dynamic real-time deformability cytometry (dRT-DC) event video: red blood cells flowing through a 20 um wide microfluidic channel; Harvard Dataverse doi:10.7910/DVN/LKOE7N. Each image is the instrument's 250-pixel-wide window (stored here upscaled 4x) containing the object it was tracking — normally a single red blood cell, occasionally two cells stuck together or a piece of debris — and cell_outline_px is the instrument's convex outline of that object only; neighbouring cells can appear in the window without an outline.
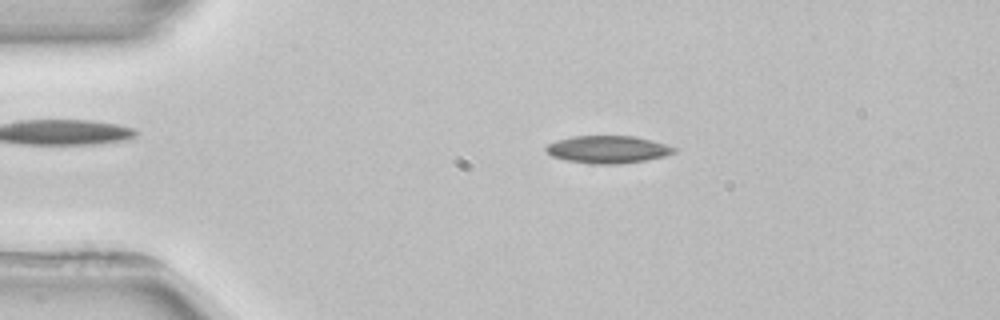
{"species": "common noctule bat (a hibernating species)", "species_latin": "Nyctalus noctula", "temperature_condition": "room temperature", "stored_images_in_passage": 2, "camera_frame_rate_fps": 3000, "um_per_image_px": 0.085, "animal": {"sex": "female", "body_mass_g": 22.7, "forearm_length_mm": 54.2}, "frame": {"image": 1, "passage_image": 1, "time_ms": 0.0, "image_size_px": [1000, 320], "cell_outline_px": [[676, 152], [664, 156], [644, 160], [620, 164], [592, 164], [568, 160], [552, 156], [544, 148], [548, 144], [556, 140], [572, 136], [632, 136], [652, 140], [676, 148]], "centroid_in_image_um": [51.65, 12.7], "position_along_channel_um": 33.4, "area_um2": 20.35}}